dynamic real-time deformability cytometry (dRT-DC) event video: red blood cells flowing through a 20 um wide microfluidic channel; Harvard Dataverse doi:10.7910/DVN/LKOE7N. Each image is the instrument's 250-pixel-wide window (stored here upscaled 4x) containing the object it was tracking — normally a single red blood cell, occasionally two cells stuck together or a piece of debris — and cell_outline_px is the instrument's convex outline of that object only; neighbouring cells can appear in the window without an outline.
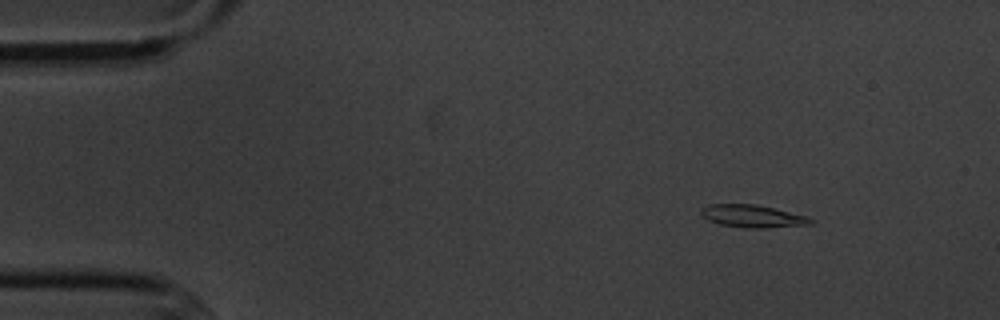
{"species": "common noctule bat (a hibernating species)", "species_latin": "Nyctalus noctula", "temperature_condition": "cold", "stored_images_in_passage": 9, "camera_frame_rate_fps": 3000, "um_per_image_px": 0.085, "animal": {"sex": "male", "body_mass_g": 20.1, "forearm_length_mm": 53.5}, "frame": {"image": 1, "passage_image": 1, "time_ms": 0.0, "image_size_px": [1000, 320], "cell_outline_px": [[816, 220], [812, 224], [764, 228], [744, 228], [720, 224], [708, 220], [700, 212], [708, 204], [756, 204], [808, 216]], "centroid_in_image_um": [64.02, 18.38], "position_along_channel_um": 21.0, "area_um2": 14.39}}
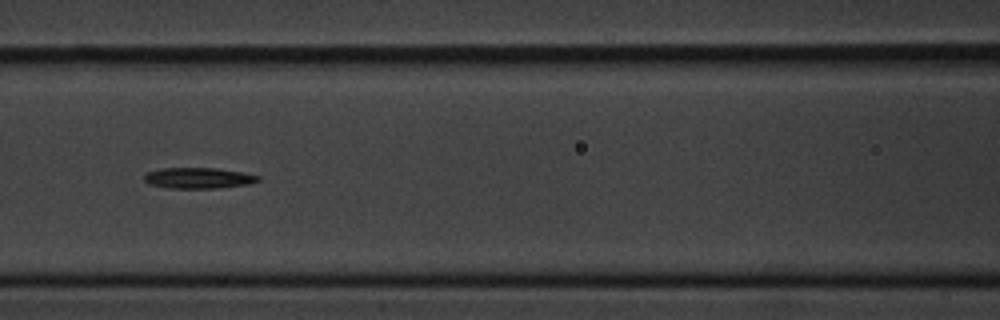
{"frame": {"image": 2, "passage_image": 6, "time_ms": 5.667, "image_size_px": [1000, 320], "cell_outline_px": [[260, 180], [248, 184], [220, 188], [168, 188], [148, 184], [144, 180], [144, 176], [148, 172], [160, 168], [216, 168], [240, 172], [260, 176]], "centroid_in_image_um": [16.84, 15.14], "position_along_channel_um": 149.8, "area_um2": 13.81}}
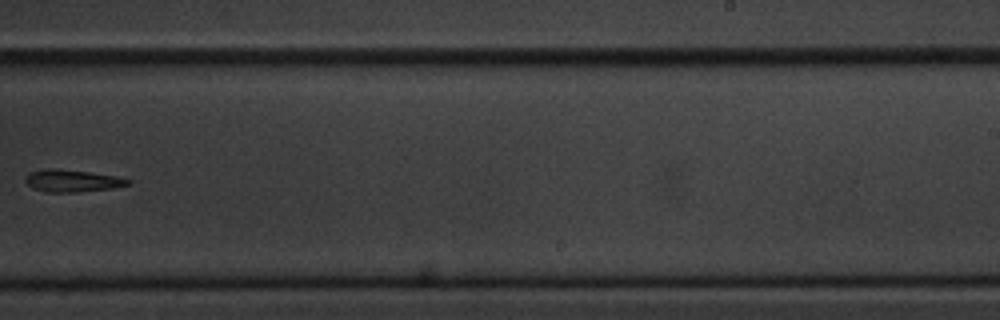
{"frame": {"image": 3, "passage_image": 9, "time_ms": 9.333, "image_size_px": [1000, 320], "cell_outline_px": [[132, 180], [128, 184], [112, 188], [76, 192], [44, 192], [32, 188], [24, 180], [24, 176], [28, 172], [44, 168], [56, 168], [88, 172], [116, 176]], "centroid_in_image_um": [6.05, 15.35], "position_along_channel_um": 282.9, "area_um2": 13.35}}